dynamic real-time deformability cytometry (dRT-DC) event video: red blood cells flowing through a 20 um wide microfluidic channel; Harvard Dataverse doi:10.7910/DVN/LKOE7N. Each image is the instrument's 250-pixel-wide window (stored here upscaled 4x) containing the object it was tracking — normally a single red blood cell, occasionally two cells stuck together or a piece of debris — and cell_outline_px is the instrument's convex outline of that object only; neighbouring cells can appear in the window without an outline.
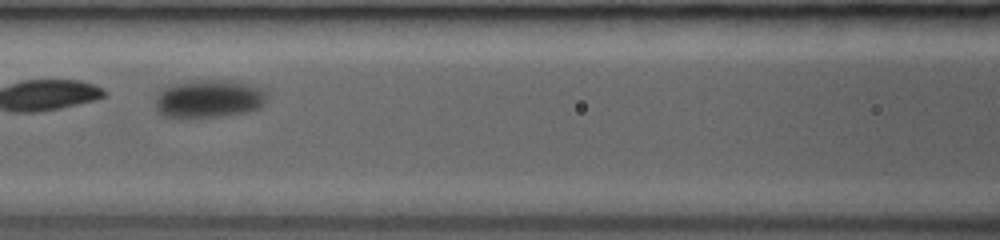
{"species": "common noctule bat (a hibernating species)", "species_latin": "Nyctalus noctula", "temperature_condition": "room temperature", "stored_images_in_passage": 22, "camera_frame_rate_fps": 3000, "um_per_image_px": 0.085, "animal": {"sex": "female", "body_mass_g": 19.0, "forearm_length_mm": 53.3}, "frame": {"image": 1, "passage_image": 17, "time_ms": 4.0, "image_size_px": [1000, 240], "cell_outline_px": [[268, 96], [264, 104], [260, 108], [244, 112], [216, 116], [164, 116], [156, 108], [156, 96], [164, 88], [172, 84], [188, 80], [228, 80], [248, 84], [264, 88]], "centroid_in_image_um": [17.8, 8.36], "position_along_channel_um": 148.8, "area_um2": 24.45}}
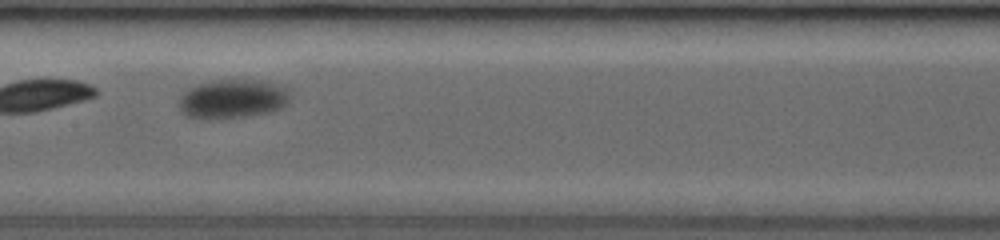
{"frame": {"image": 2, "passage_image": 21, "time_ms": 5.0, "image_size_px": [1000, 240], "cell_outline_px": [[292, 96], [280, 108], [272, 112], [248, 116], [212, 120], [200, 120], [184, 116], [180, 112], [180, 96], [188, 88], [196, 84], [216, 80], [260, 80], [288, 88]], "centroid_in_image_um": [19.73, 8.43], "position_along_channel_um": 187.7, "area_um2": 25.78}}